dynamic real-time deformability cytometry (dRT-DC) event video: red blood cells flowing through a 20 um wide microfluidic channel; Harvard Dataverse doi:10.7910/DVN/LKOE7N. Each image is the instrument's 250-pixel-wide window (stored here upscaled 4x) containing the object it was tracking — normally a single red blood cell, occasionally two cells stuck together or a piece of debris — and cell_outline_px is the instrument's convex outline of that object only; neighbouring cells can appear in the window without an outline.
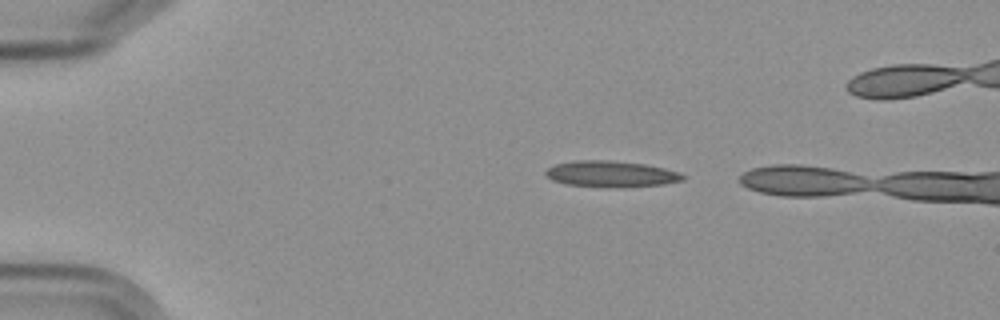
{"species": "Egyptian fruit bat (a non-hibernating species)", "species_latin": "Rousettus aegyptiacus", "temperature_condition": "cold", "stored_images_in_passage": 3, "camera_frame_rate_fps": 3000, "um_per_image_px": 0.085, "frame": {"image": 1, "passage_image": 1, "time_ms": 0.0, "image_size_px": [1000, 320], "cell_outline_px": [[684, 180], [664, 184], [568, 184], [552, 180], [544, 172], [548, 168], [556, 164], [580, 160], [608, 160], [644, 164], [664, 168], [676, 172], [684, 176]], "centroid_in_image_um": [51.91, 14.72], "position_along_channel_um": 33.1, "area_um2": 19.25}}